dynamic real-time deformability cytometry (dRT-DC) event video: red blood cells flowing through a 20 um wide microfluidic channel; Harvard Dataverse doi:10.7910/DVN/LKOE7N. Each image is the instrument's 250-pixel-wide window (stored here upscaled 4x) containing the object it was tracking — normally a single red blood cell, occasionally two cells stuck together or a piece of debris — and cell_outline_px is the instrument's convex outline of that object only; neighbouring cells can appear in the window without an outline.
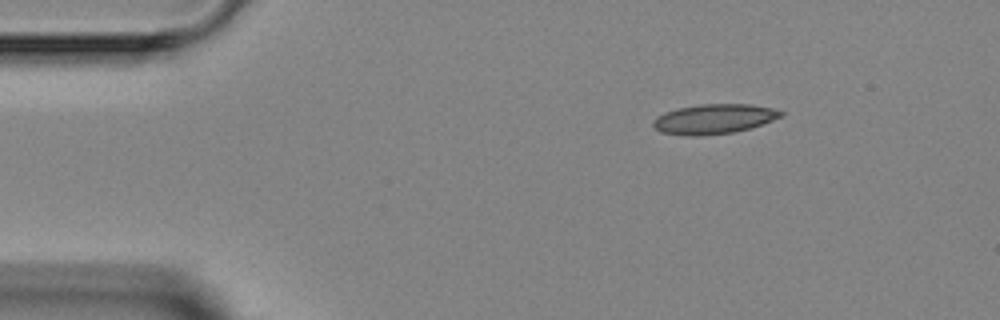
{"species": "Egyptian fruit bat (a non-hibernating species)", "species_latin": "Rousettus aegyptiacus", "temperature_condition": "room temperature", "stored_images_in_passage": 3, "camera_frame_rate_fps": 3000, "um_per_image_px": 0.085, "animal": {"sex": "female"}, "frame": {"image": 1, "passage_image": 1, "time_ms": 0.0, "image_size_px": [1000, 320], "cell_outline_px": [[784, 116], [748, 128], [732, 132], [696, 136], [684, 136], [660, 132], [652, 124], [652, 120], [656, 116], [664, 112], [676, 108], [700, 104], [748, 104], [772, 108], [784, 112]], "centroid_in_image_um": [60.62, 10.11], "position_along_channel_um": 24.4, "area_um2": 22.14}}
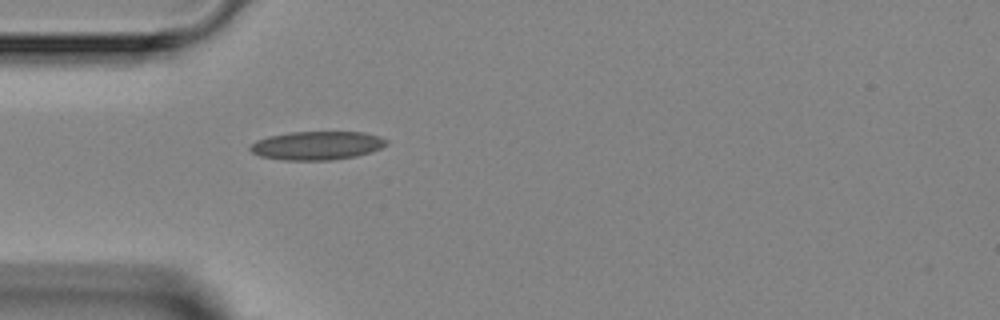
{"frame": {"image": 2, "passage_image": 3, "time_ms": 2.333, "image_size_px": [1000, 320], "cell_outline_px": [[388, 144], [380, 148], [356, 156], [332, 160], [284, 160], [260, 156], [252, 152], [248, 148], [256, 140], [268, 136], [292, 132], [364, 132], [380, 136], [388, 140]], "centroid_in_image_um": [26.94, 12.36], "position_along_channel_um": 58.1, "area_um2": 22.66}}